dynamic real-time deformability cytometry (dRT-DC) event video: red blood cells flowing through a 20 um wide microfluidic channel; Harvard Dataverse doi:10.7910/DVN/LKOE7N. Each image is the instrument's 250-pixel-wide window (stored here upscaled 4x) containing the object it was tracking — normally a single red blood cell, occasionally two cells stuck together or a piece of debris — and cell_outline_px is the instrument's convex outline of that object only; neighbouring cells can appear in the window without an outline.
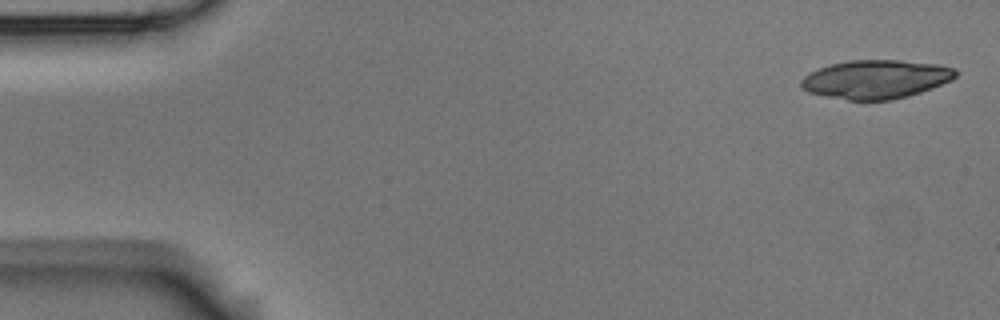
{"species": "Egyptian fruit bat (a non-hibernating species)", "species_latin": "Rousettus aegyptiacus", "temperature_condition": "room temperature", "stored_images_in_passage": 4, "segment_of_instrument_passage": [2, 2], "camera_frame_rate_fps": 3000, "um_per_image_px": 0.085, "animal": {"sex": "male"}, "frame": {"image": 1, "passage_image": 4, "time_ms": 1.0, "image_size_px": [1000, 320], "cell_outline_px": [[956, 76], [952, 80], [932, 88], [908, 96], [892, 100], [848, 100], [824, 96], [808, 92], [800, 88], [800, 80], [808, 72], [832, 64], [848, 60], [900, 60], [936, 64], [956, 68]], "centroid_in_image_um": [74.42, 6.74], "position_along_channel_um": 10.6, "area_um2": 34.97}}